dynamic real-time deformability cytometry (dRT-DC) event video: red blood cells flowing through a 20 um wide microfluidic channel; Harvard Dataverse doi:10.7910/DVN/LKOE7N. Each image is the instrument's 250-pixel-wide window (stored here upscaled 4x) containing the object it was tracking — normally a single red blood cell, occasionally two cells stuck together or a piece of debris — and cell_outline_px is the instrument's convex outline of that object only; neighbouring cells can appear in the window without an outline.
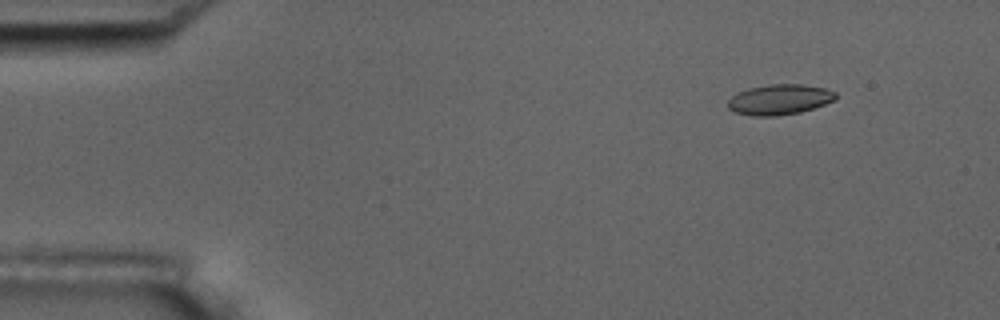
{"species": "common noctule bat (a hibernating species)", "species_latin": "Nyctalus noctula", "temperature_condition": "room temperature", "stored_images_in_passage": 55, "camera_frame_rate_fps": 3000, "um_per_image_px": 0.085, "animal": {"sex": "male", "body_mass_g": 17.5, "forearm_length_mm": 52.3}, "frame": {"image": 1, "passage_image": 6, "time_ms": 1.667, "image_size_px": [1000, 320], "cell_outline_px": [[836, 100], [800, 112], [776, 116], [752, 116], [736, 112], [728, 108], [728, 100], [736, 92], [748, 88], [768, 84], [800, 84], [824, 88], [836, 92]], "centroid_in_image_um": [66.24, 8.45], "position_along_channel_um": 18.8, "area_um2": 19.07}}
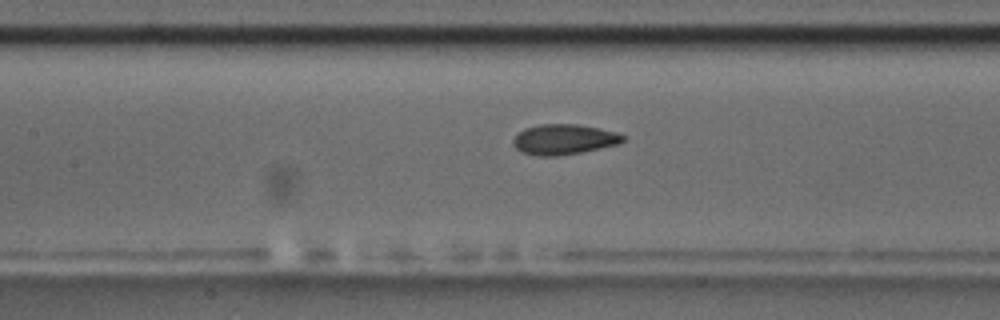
{"frame": {"image": 2, "passage_image": 25, "time_ms": 8.0, "image_size_px": [1000, 320], "cell_outline_px": [[624, 140], [620, 144], [560, 156], [536, 156], [524, 152], [516, 148], [512, 144], [512, 140], [524, 128], [540, 124], [576, 124], [620, 132], [624, 136]], "centroid_in_image_um": [47.95, 11.85], "position_along_channel_um": 159.5, "area_um2": 19.42}}
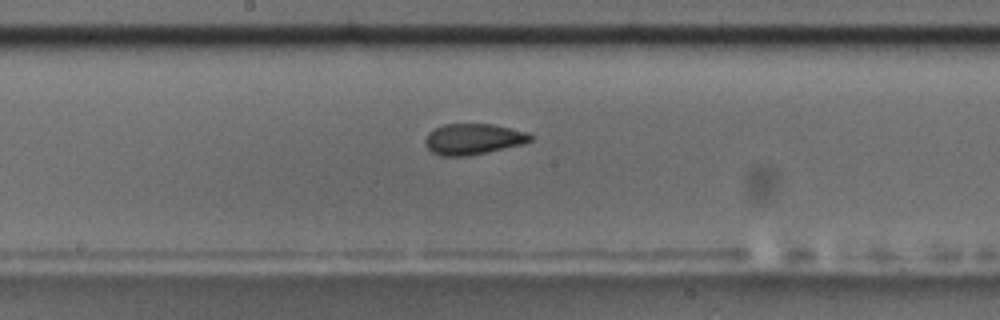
{"frame": {"image": 3, "passage_image": 29, "time_ms": 9.333, "image_size_px": [1000, 320], "cell_outline_px": [[532, 140], [524, 144], [488, 152], [468, 156], [440, 156], [432, 152], [424, 144], [424, 140], [428, 132], [432, 128], [444, 124], [492, 124], [528, 132], [532, 136]], "centroid_in_image_um": [40.19, 11.82], "position_along_channel_um": 208.0, "area_um2": 19.19}, "authors_computed_cell_mechanics": {"area_um2": 19.1896, "velocity_mm_per_s": 3.673, "shape_relaxation_time_tau1_ms": 9.8083, "shape_relaxation_time_tau2_ms": 1.3261, "deformation_change_tau1": 0.1958, "deformation_change_tau2": 0.0745}}